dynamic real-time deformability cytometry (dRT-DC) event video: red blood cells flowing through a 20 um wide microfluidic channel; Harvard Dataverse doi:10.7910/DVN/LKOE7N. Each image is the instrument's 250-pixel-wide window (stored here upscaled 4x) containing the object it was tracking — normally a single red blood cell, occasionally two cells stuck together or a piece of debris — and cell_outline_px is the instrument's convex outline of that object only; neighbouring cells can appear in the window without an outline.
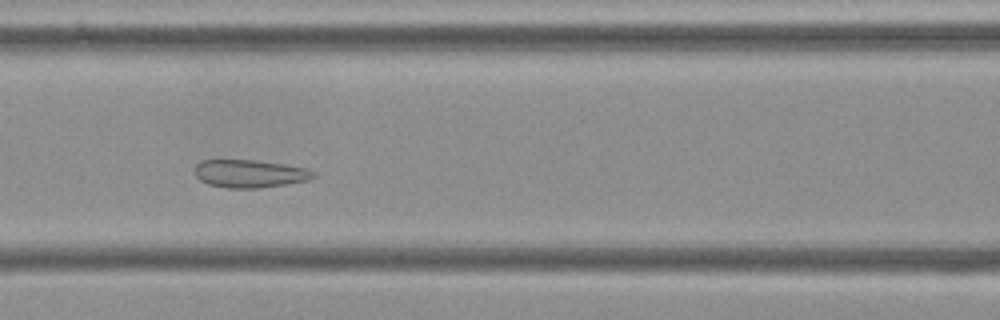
{"species": "Egyptian fruit bat (a non-hibernating species)", "species_latin": "Rousettus aegyptiacus", "temperature_condition": "cold", "stored_images_in_passage": 53, "camera_frame_rate_fps": 3000, "um_per_image_px": 0.085, "frame": {"image": 1, "passage_image": 21, "time_ms": 6.667, "image_size_px": [1000, 320], "cell_outline_px": [[316, 176], [308, 180], [260, 188], [228, 188], [208, 184], [200, 180], [196, 176], [196, 164], [200, 160], [252, 160], [284, 164], [308, 168], [316, 172]], "centroid_in_image_um": [21.25, 14.76], "position_along_channel_um": 145.4, "area_um2": 19.25}}
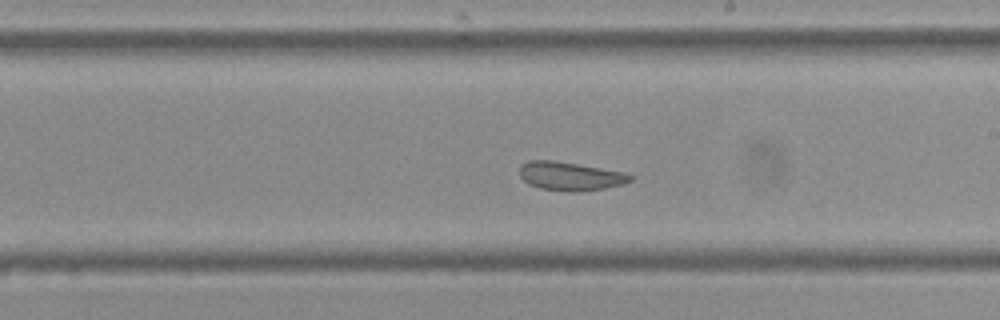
{"frame": {"image": 2, "passage_image": 29, "time_ms": 9.333, "image_size_px": [1000, 320], "cell_outline_px": [[636, 176], [632, 180], [624, 184], [604, 188], [576, 192], [572, 192], [540, 188], [528, 184], [520, 176], [520, 164], [528, 160], [552, 160], [624, 172]], "centroid_in_image_um": [48.47, 14.97], "position_along_channel_um": 240.5, "area_um2": 18.44}}
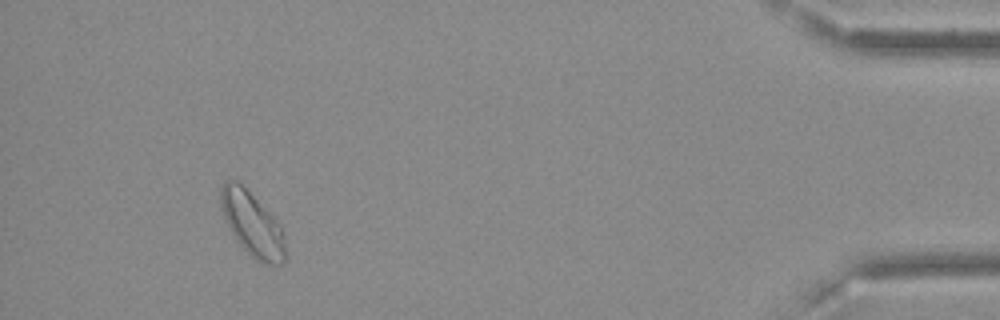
{"frame": {"image": 3, "passage_image": 49, "time_ms": 16.0, "image_size_px": [1000, 320], "cell_outline_px": [[284, 264], [268, 264], [256, 260], [236, 240], [224, 220], [220, 208], [220, 188], [224, 180], [236, 180], [280, 224], [284, 232]], "centroid_in_image_um": [21.4, 19.04], "position_along_channel_um": 413.8, "area_um2": 23.76}, "authors_computed_cell_mechanics": {"area_um2": 21.0392, "velocity_mm_per_s": 3.5778, "shape_relaxation_time_tau1_ms": null, "shape_relaxation_time_tau2_ms": 0.8894, "deformation_change_tau1": null, "deformation_change_tau2": 0.0652}}